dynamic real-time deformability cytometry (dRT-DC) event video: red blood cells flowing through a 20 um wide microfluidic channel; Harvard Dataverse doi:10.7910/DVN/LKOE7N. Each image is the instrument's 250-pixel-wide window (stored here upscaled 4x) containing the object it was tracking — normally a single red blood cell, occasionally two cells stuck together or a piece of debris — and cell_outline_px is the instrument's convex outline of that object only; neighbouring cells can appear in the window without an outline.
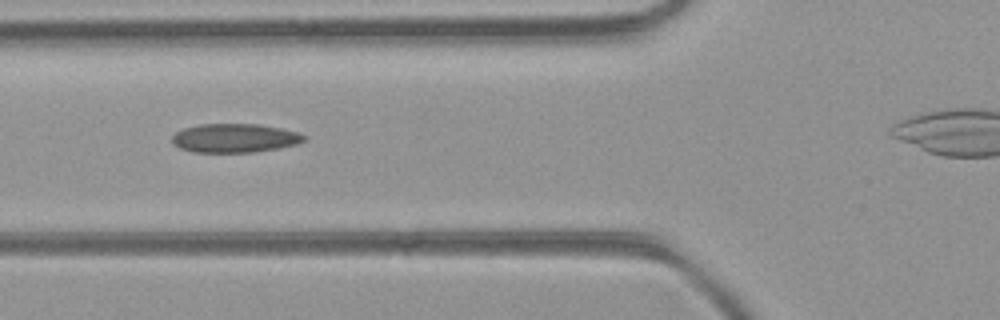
{"species": "common noctule bat (a hibernating species)", "species_latin": "Nyctalus noctula", "temperature_condition": "room temperature", "stored_images_in_passage": 3, "camera_frame_rate_fps": 3000, "um_per_image_px": 0.085, "animal": {"sex": "female", "body_mass_g": 21.9}, "frame": {"image": 1, "passage_image": 2, "time_ms": 0.333, "image_size_px": [1000, 320], "cell_outline_px": [[308, 140], [296, 144], [276, 148], [252, 152], [192, 152], [180, 148], [172, 144], [172, 136], [176, 132], [184, 128], [200, 124], [260, 124], [300, 132], [308, 136]], "centroid_in_image_um": [19.97, 11.73], "position_along_channel_um": 105.8, "area_um2": 22.31}}
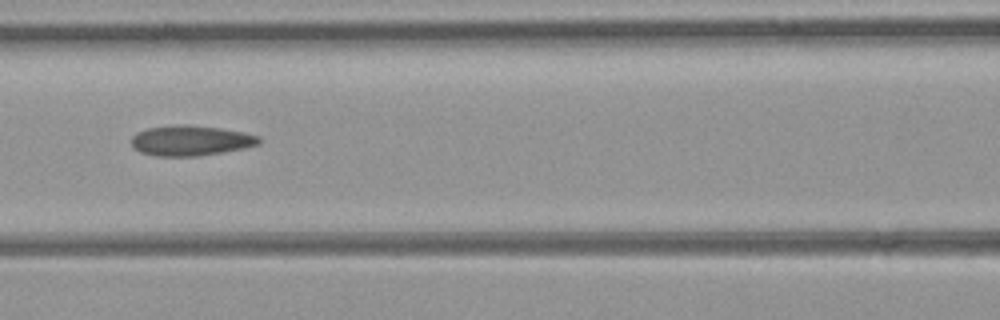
{"frame": {"image": 2, "passage_image": 3, "time_ms": 0.667, "image_size_px": [1000, 320], "cell_outline_px": [[260, 144], [244, 148], [224, 152], [196, 156], [156, 156], [140, 152], [132, 144], [132, 136], [136, 132], [148, 128], [188, 124], [220, 128], [244, 132], [260, 136]], "centroid_in_image_um": [16.24, 11.95], "position_along_channel_um": 150.4, "area_um2": 22.43}}